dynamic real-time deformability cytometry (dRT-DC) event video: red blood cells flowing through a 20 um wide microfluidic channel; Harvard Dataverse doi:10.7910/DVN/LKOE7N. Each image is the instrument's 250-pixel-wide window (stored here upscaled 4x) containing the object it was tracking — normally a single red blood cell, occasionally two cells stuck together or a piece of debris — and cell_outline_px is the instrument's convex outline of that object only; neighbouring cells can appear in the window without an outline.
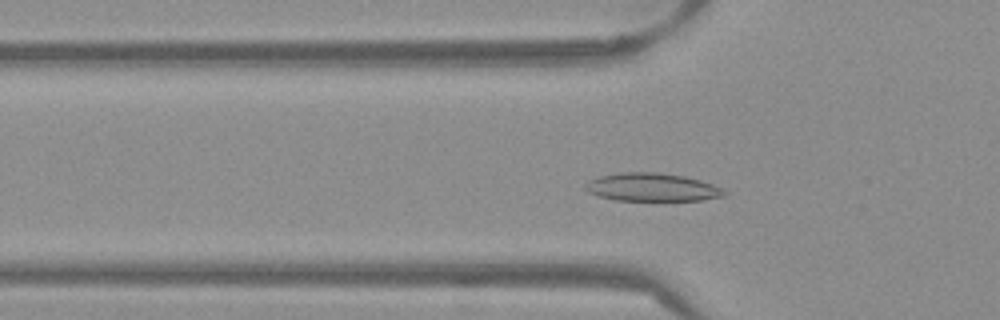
{"species": "Egyptian fruit bat (a non-hibernating species)", "species_latin": "Rousettus aegyptiacus", "temperature_condition": "warm", "stored_images_in_passage": 45, "camera_frame_rate_fps": 3000, "um_per_image_px": 0.085, "frame": {"image": 1, "passage_image": 9, "time_ms": 2.667, "image_size_px": [1000, 320], "cell_outline_px": [[728, 196], [700, 200], [616, 200], [600, 196], [588, 192], [584, 188], [584, 184], [588, 180], [600, 176], [620, 172], [656, 172], [684, 176], [700, 180], [724, 188], [728, 192]], "centroid_in_image_um": [55.45, 15.91], "position_along_channel_um": 70.3, "area_um2": 22.89}}
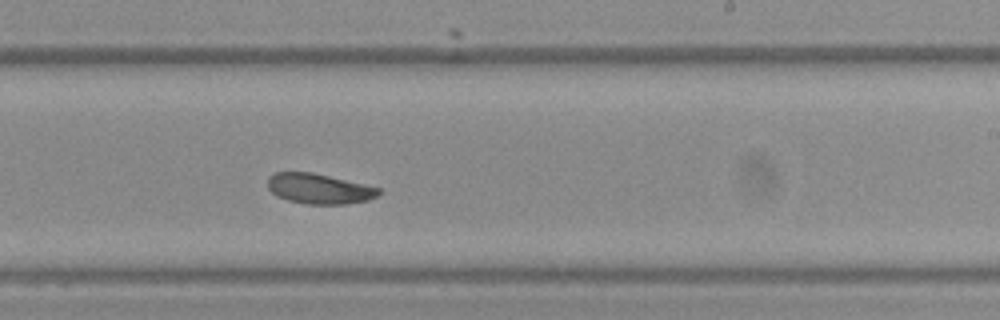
{"frame": {"image": 2, "passage_image": 24, "time_ms": 7.667, "image_size_px": [1000, 320], "cell_outline_px": [[380, 192], [376, 196], [368, 200], [344, 204], [308, 204], [288, 200], [276, 196], [268, 188], [268, 176], [272, 172], [312, 172], [364, 184], [380, 188]], "centroid_in_image_um": [27.09, 16.03], "position_along_channel_um": 261.9, "area_um2": 19.48}}
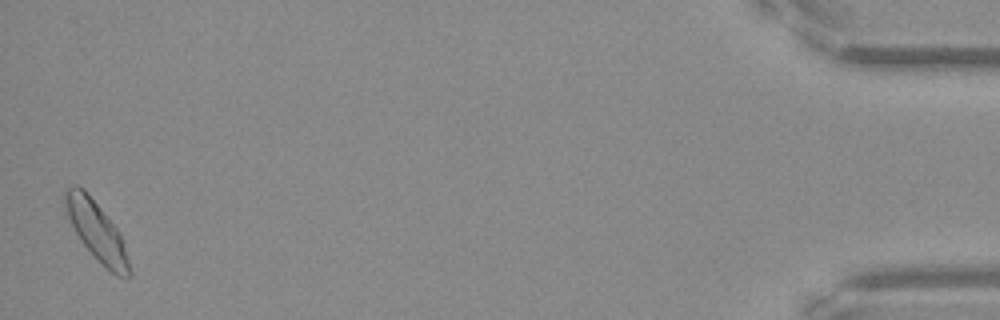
{"frame": {"image": 3, "passage_image": 44, "time_ms": 14.333, "image_size_px": [1000, 320], "cell_outline_px": [[132, 272], [128, 276], [116, 276], [84, 244], [76, 232], [68, 216], [64, 204], [64, 188], [72, 184], [76, 184], [84, 188], [116, 228], [124, 244]], "centroid_in_image_um": [8.19, 19.56], "position_along_channel_um": 427.0, "area_um2": 21.27}, "authors_computed_cell_mechanics": {"area_um2": 20.3456, "velocity_mm_per_s": 3.8267, "shape_relaxation_time_tau1_ms": null, "shape_relaxation_time_tau2_ms": 7.7189, "deformation_change_tau1": null, "deformation_change_tau2": 0.1011}}